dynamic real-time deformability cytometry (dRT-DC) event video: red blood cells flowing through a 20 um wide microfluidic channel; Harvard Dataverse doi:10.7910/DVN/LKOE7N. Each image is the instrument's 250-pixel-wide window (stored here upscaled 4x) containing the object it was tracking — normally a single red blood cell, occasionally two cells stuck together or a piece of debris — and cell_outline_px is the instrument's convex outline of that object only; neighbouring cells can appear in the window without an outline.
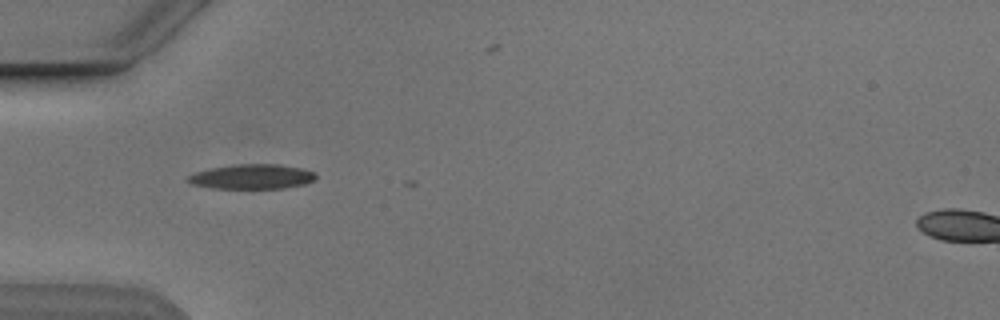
{"species": "Egyptian fruit bat (a non-hibernating species)", "species_latin": "Rousettus aegyptiacus", "temperature_condition": "cold", "stored_images_in_passage": 11, "camera_frame_rate_fps": 3000, "um_per_image_px": 0.085, "animal": {"sex": "male"}, "frame": {"image": 1, "passage_image": 1, "time_ms": 0.0, "image_size_px": [1000, 320], "cell_outline_px": [[316, 176], [312, 180], [304, 184], [284, 188], [212, 188], [192, 184], [184, 180], [188, 176], [196, 172], [212, 168], [236, 164], [280, 164], [300, 168], [316, 172]], "centroid_in_image_um": [21.4, 15.01], "position_along_channel_um": 63.6, "area_um2": 18.32}}
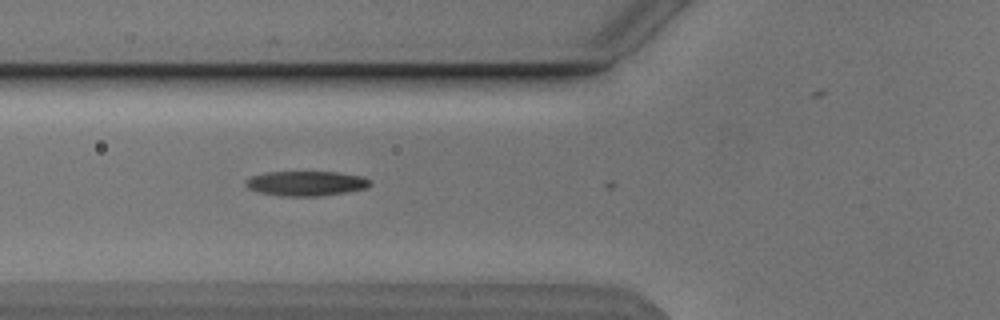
{"frame": {"image": 2, "passage_image": 4, "time_ms": 1.0, "image_size_px": [1000, 320], "cell_outline_px": [[372, 184], [368, 188], [348, 192], [320, 196], [280, 196], [256, 192], [248, 188], [244, 184], [244, 180], [252, 176], [264, 172], [340, 172], [364, 176]], "centroid_in_image_um": [26.01, 15.59], "position_along_channel_um": 99.8, "area_um2": 18.32}}
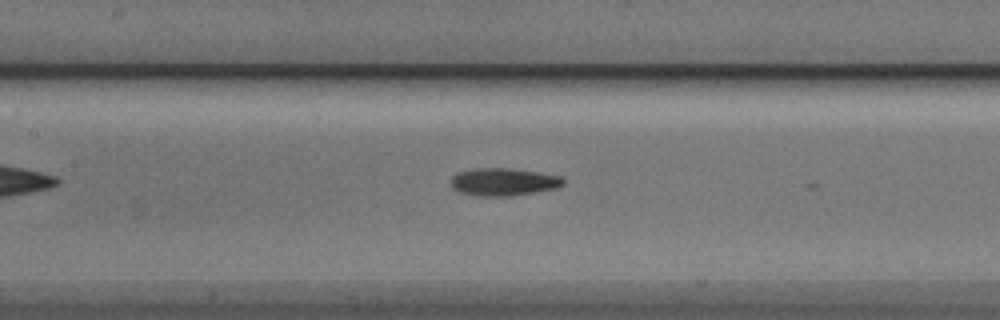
{"frame": {"image": 3, "passage_image": 9, "time_ms": 2.667, "image_size_px": [1000, 320], "cell_outline_px": [[564, 184], [556, 188], [536, 192], [512, 196], [476, 196], [460, 192], [452, 188], [452, 176], [456, 172], [472, 168], [512, 168], [560, 176], [564, 180]], "centroid_in_image_um": [42.77, 15.46], "position_along_channel_um": 164.6, "area_um2": 18.21}}